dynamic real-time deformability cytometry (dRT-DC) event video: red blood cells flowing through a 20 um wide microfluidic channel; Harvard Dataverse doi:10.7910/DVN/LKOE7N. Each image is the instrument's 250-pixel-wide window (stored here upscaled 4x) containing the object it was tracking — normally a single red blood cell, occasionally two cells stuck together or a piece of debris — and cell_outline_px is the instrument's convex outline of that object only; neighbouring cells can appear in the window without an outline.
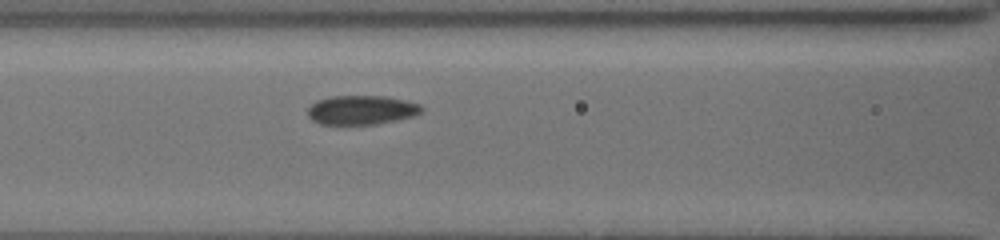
{"species": "common noctule bat (a hibernating species)", "species_latin": "Nyctalus noctula", "temperature_condition": "cold", "stored_images_in_passage": 12, "camera_frame_rate_fps": 3000, "um_per_image_px": 0.085, "animal": {"sex": "female", "body_mass_g": 19.5, "forearm_length_mm": 54.1}, "frame": {"image": 1, "passage_image": 6, "time_ms": 1.667, "image_size_px": [1000, 240], "cell_outline_px": [[424, 108], [420, 112], [412, 116], [376, 124], [320, 124], [312, 120], [308, 116], [308, 108], [316, 100], [332, 96], [384, 96], [404, 100], [420, 104]], "centroid_in_image_um": [30.7, 9.34], "position_along_channel_um": 135.9, "area_um2": 19.19}}
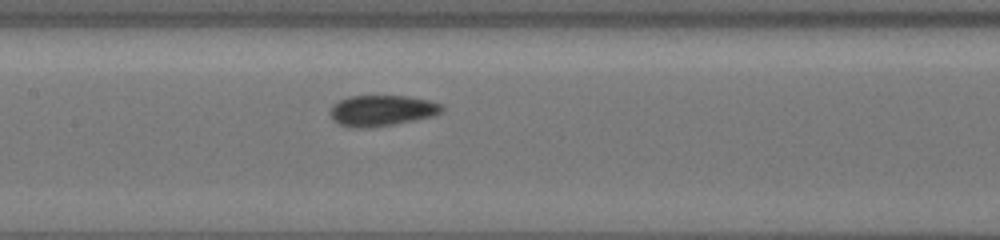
{"frame": {"image": 2, "passage_image": 9, "time_ms": 2.667, "image_size_px": [1000, 240], "cell_outline_px": [[444, 108], [440, 112], [432, 116], [392, 124], [368, 128], [360, 128], [340, 124], [332, 116], [332, 104], [348, 96], [408, 96], [428, 100], [444, 104]], "centroid_in_image_um": [32.49, 9.38], "position_along_channel_um": 174.9, "area_um2": 19.71}}